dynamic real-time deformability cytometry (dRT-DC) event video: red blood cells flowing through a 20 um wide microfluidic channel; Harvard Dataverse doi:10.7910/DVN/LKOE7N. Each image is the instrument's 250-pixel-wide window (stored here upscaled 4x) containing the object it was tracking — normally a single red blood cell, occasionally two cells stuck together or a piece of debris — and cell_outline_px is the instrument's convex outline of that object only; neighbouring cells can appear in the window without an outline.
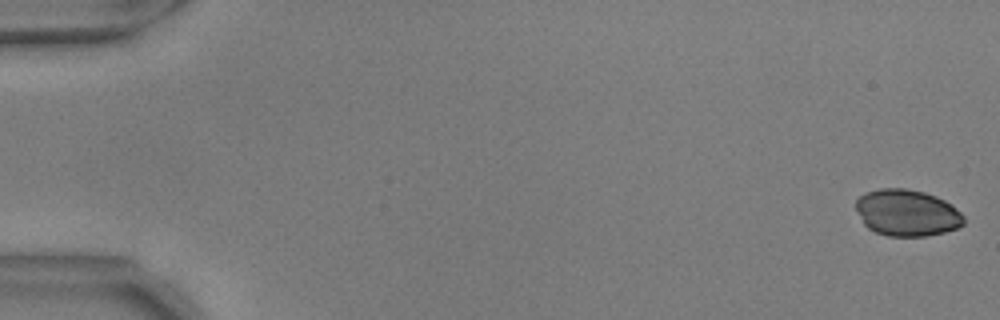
{"species": "common noctule bat (a hibernating species)", "species_latin": "Nyctalus noctula", "temperature_condition": "warm", "stored_images_in_passage": 29, "camera_frame_rate_fps": 3000, "um_per_image_px": 0.085, "animal": {"sex": "male", "body_mass_g": 17.9, "forearm_length_mm": 54.2}, "frame": {"image": 1, "passage_image": 1, "time_ms": 0.0, "image_size_px": [1000, 320], "cell_outline_px": [[964, 224], [956, 228], [944, 232], [924, 236], [888, 236], [876, 232], [868, 228], [864, 224], [856, 208], [856, 200], [864, 192], [880, 188], [904, 188], [924, 192], [936, 196], [952, 204], [964, 216]], "centroid_in_image_um": [77.09, 18.08], "position_along_channel_um": 7.9, "area_um2": 29.3}}
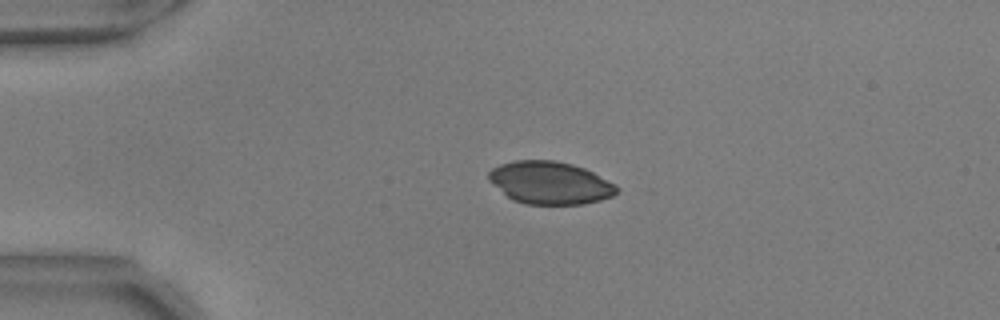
{"frame": {"image": 2, "passage_image": 13, "time_ms": 4.0, "image_size_px": [1000, 320], "cell_outline_px": [[620, 188], [612, 196], [600, 200], [584, 204], [524, 204], [512, 200], [488, 180], [488, 172], [492, 168], [500, 164], [516, 160], [556, 160], [572, 164], [584, 168], [616, 184]], "centroid_in_image_um": [46.74, 15.53], "position_along_channel_um": 38.3, "area_um2": 31.85}}